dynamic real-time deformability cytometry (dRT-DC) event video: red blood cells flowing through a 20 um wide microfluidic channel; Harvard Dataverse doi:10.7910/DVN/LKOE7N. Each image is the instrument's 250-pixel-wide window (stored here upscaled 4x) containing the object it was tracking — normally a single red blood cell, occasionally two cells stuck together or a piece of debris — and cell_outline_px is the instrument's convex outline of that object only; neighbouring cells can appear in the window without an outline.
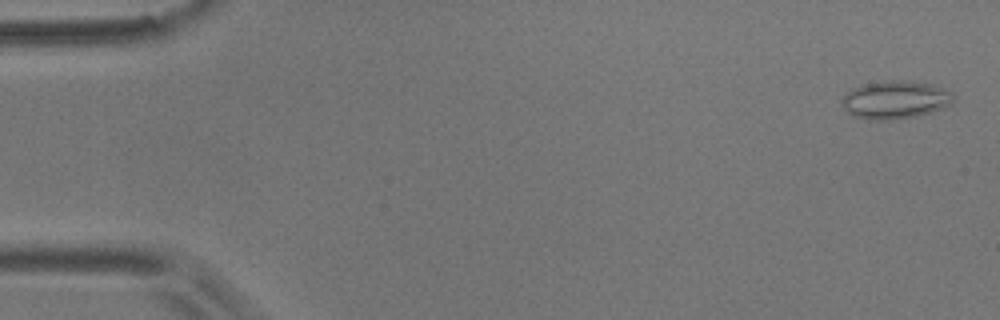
{"species": "common noctule bat (a hibernating species)", "species_latin": "Nyctalus noctula", "temperature_condition": "room temperature", "stored_images_in_passage": 56, "camera_frame_rate_fps": 3000, "um_per_image_px": 0.085, "animal": {"sex": "male", "body_mass_g": 17.9}, "frame": {"image": 1, "passage_image": 2, "time_ms": 0.333, "image_size_px": [1000, 320], "cell_outline_px": [[952, 104], [944, 108], [916, 116], [888, 120], [876, 120], [852, 116], [840, 104], [840, 100], [852, 88], [864, 84], [892, 80], [904, 80], [928, 84], [948, 92], [952, 96]], "centroid_in_image_um": [76.03, 8.5], "position_along_channel_um": 9.0, "area_um2": 24.28}}
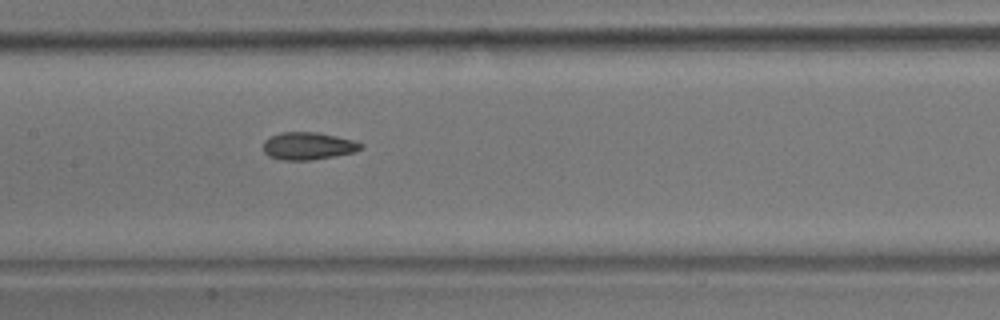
{"frame": {"image": 2, "passage_image": 27, "time_ms": 8.667, "image_size_px": [1000, 320], "cell_outline_px": [[364, 148], [356, 152], [312, 160], [280, 160], [268, 156], [264, 152], [264, 140], [280, 132], [316, 132], [336, 136], [352, 140], [364, 144]], "centroid_in_image_um": [26.21, 12.41], "position_along_channel_um": 181.2, "area_um2": 15.72}}
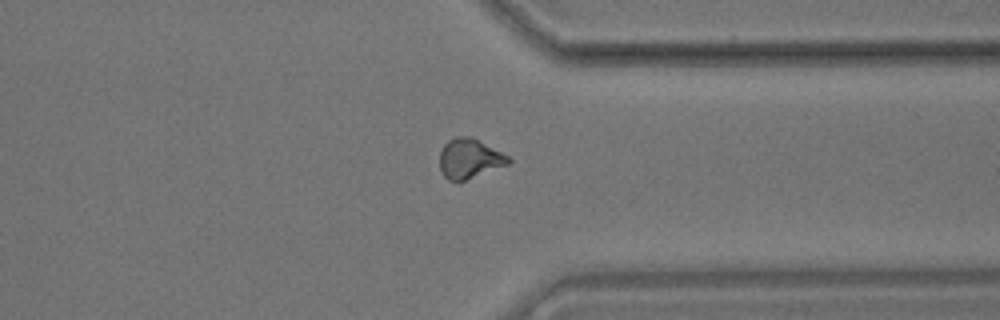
{"frame": {"image": 3, "passage_image": 43, "time_ms": 14.0, "image_size_px": [1000, 320], "cell_outline_px": [[512, 160], [508, 164], [464, 180], [448, 180], [440, 172], [440, 152], [444, 144], [448, 140], [456, 136], [472, 136], [508, 156]], "centroid_in_image_um": [39.88, 13.45], "position_along_channel_um": 371.5, "area_um2": 15.72}}